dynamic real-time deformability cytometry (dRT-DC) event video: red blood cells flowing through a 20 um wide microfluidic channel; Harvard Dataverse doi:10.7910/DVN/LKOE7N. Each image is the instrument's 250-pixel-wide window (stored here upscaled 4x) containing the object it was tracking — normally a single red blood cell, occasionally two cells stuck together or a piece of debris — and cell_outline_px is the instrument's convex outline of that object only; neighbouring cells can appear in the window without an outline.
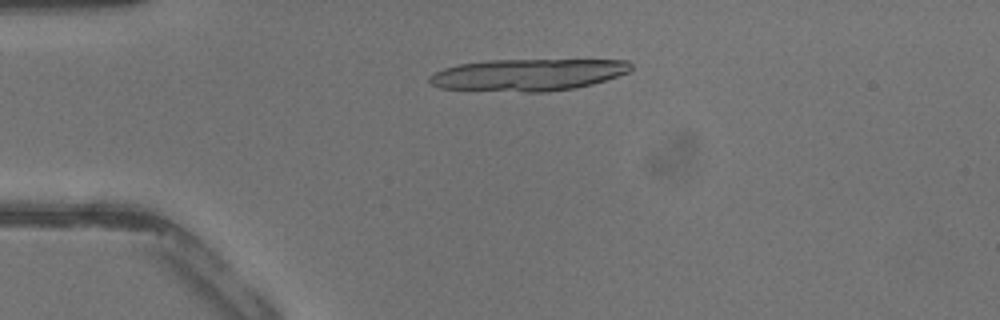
{"species": "common noctule bat (a hibernating species)", "species_latin": "Nyctalus noctula", "temperature_condition": "warm", "stored_images_in_passage": 10, "camera_frame_rate_fps": 3000, "um_per_image_px": 0.085, "animal": {"sex": "male", "body_mass_g": 13.3}, "frame": {"image": 1, "passage_image": 1, "time_ms": 0.0, "image_size_px": [1000, 320], "cell_outline_px": [[632, 68], [628, 72], [592, 84], [576, 88], [548, 92], [524, 92], [440, 88], [432, 84], [428, 80], [428, 76], [444, 68], [460, 64], [488, 60], [628, 60], [632, 64]], "centroid_in_image_um": [44.88, 6.36], "position_along_channel_um": 40.1, "area_um2": 37.4}}